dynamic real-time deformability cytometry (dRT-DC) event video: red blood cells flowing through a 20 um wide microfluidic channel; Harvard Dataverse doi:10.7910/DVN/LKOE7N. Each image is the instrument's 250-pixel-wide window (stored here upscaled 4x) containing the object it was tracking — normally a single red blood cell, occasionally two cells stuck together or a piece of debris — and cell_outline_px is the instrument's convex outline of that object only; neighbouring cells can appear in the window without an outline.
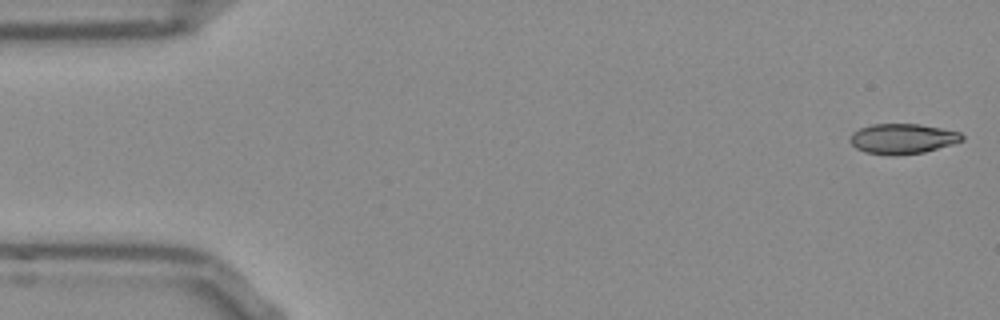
{"species": "Egyptian fruit bat (a non-hibernating species)", "species_latin": "Rousettus aegyptiacus", "temperature_condition": "room temperature", "stored_images_in_passage": 10, "camera_frame_rate_fps": 3000, "um_per_image_px": 0.085, "frame": {"image": 1, "passage_image": 1, "time_ms": 0.0, "image_size_px": [1000, 320], "cell_outline_px": [[964, 140], [952, 144], [924, 152], [864, 152], [856, 148], [848, 140], [852, 132], [860, 128], [872, 124], [920, 124], [960, 132], [964, 136]], "centroid_in_image_um": [76.73, 11.74], "position_along_channel_um": 8.3, "area_um2": 18.9}}